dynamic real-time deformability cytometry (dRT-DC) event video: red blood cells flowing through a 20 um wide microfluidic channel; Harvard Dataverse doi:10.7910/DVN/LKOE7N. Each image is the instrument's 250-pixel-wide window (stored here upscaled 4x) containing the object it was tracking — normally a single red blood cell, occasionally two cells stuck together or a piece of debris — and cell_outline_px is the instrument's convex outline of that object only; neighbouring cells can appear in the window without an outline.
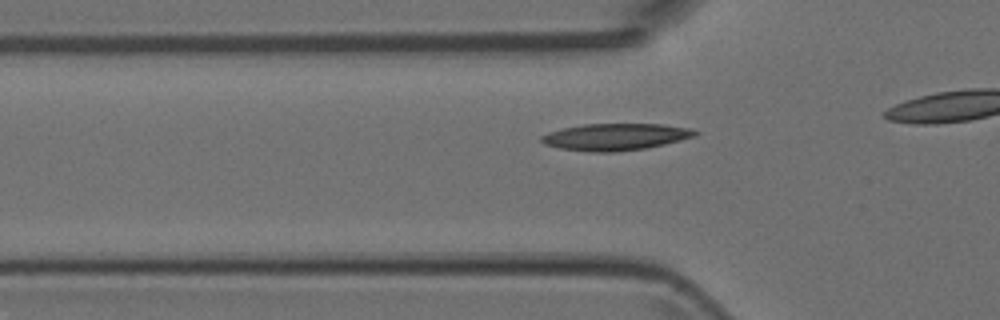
{"species": "Egyptian fruit bat (a non-hibernating species)", "species_latin": "Rousettus aegyptiacus", "temperature_condition": "room temperature", "stored_images_in_passage": 21, "camera_frame_rate_fps": 3000, "um_per_image_px": 0.085, "animal": {"sex": "female"}, "frame": {"image": 1, "passage_image": 7, "time_ms": 2.0, "image_size_px": [1000, 320], "cell_outline_px": [[700, 132], [696, 136], [664, 144], [644, 148], [616, 152], [588, 152], [560, 148], [544, 144], [540, 140], [540, 136], [548, 132], [564, 128], [584, 124], [664, 124], [692, 128]], "centroid_in_image_um": [52.33, 11.63], "position_along_channel_um": 73.5, "area_um2": 24.1}}
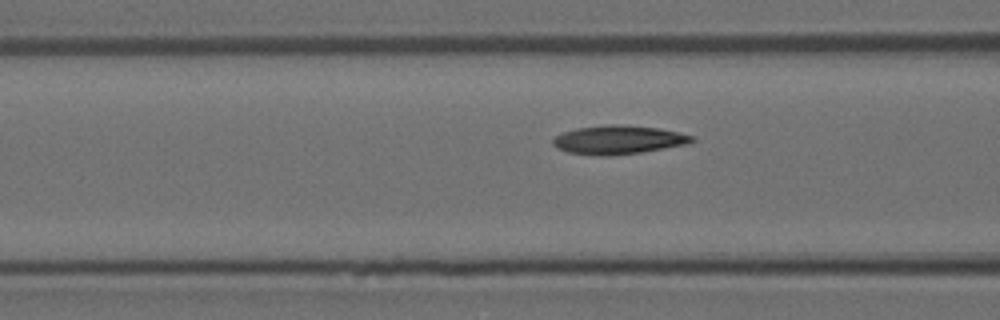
{"frame": {"image": 2, "passage_image": 10, "time_ms": 3.0, "image_size_px": [1000, 320], "cell_outline_px": [[696, 140], [684, 144], [664, 148], [640, 152], [608, 156], [600, 156], [568, 152], [556, 148], [552, 144], [552, 140], [556, 136], [564, 132], [576, 128], [608, 124], [620, 124], [656, 128], [676, 132], [692, 136]], "centroid_in_image_um": [52.49, 11.88], "position_along_channel_um": 114.1, "area_um2": 22.95}}